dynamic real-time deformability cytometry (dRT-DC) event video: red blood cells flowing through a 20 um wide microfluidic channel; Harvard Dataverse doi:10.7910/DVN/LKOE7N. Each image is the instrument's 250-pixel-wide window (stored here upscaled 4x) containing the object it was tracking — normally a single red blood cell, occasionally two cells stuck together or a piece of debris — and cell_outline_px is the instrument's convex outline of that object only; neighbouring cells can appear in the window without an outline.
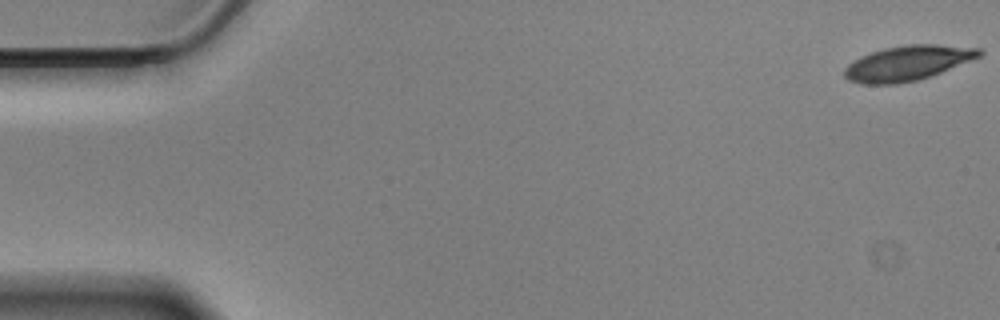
{"species": "Egyptian fruit bat (a non-hibernating species)", "species_latin": "Rousettus aegyptiacus", "temperature_condition": "cold", "stored_images_in_passage": 58, "camera_frame_rate_fps": 3000, "um_per_image_px": 0.085, "animal": {"sex": "male"}, "frame": {"image": 1, "passage_image": 1, "time_ms": 0.0, "image_size_px": [1000, 320], "cell_outline_px": [[984, 52], [980, 56], [940, 72], [916, 80], [896, 84], [860, 84], [848, 80], [844, 76], [844, 68], [848, 64], [860, 56], [884, 48], [908, 44], [936, 44], [980, 48]], "centroid_in_image_um": [77.11, 5.36], "position_along_channel_um": 7.9, "area_um2": 27.22}}
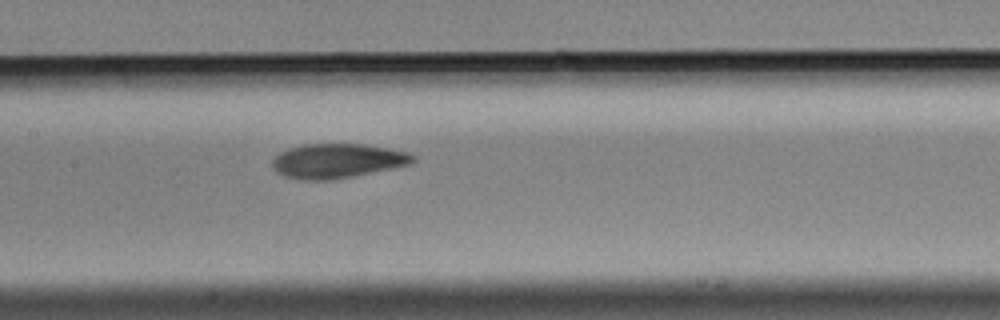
{"frame": {"image": 2, "passage_image": 28, "time_ms": 9.0, "image_size_px": [1000, 320], "cell_outline_px": [[416, 160], [412, 164], [332, 180], [300, 180], [284, 176], [276, 172], [272, 168], [272, 160], [280, 152], [288, 148], [304, 144], [364, 144], [388, 148], [408, 152], [416, 156]], "centroid_in_image_um": [28.67, 13.67], "position_along_channel_um": 178.7, "area_um2": 28.38}}
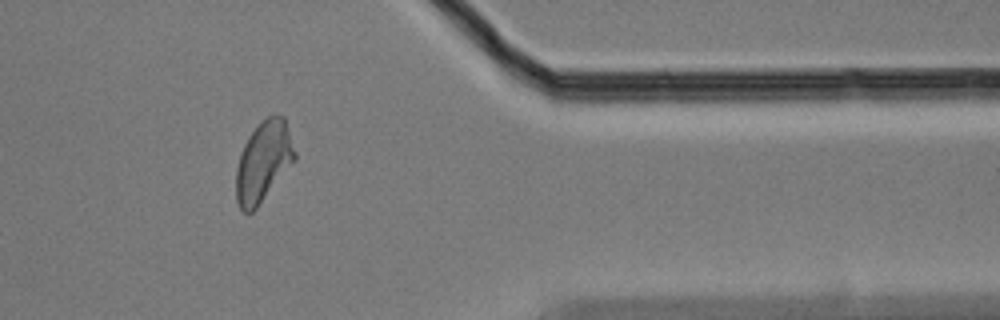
{"frame": {"image": 3, "passage_image": 48, "time_ms": 15.667, "image_size_px": [1000, 320], "cell_outline_px": [[296, 160], [256, 208], [252, 212], [244, 212], [240, 208], [236, 200], [236, 168], [240, 152], [248, 136], [268, 116], [284, 116], [296, 152]], "centroid_in_image_um": [22.39, 13.75], "position_along_channel_um": 389.0, "area_um2": 27.28}, "authors_computed_cell_mechanics": {"area_um2": 27.5995, "velocity_mm_per_s": 3.4403, "shape_relaxation_time_tau1_ms": 3.8178, "shape_relaxation_time_tau2_ms": 2.2472, "deformation_change_tau1": 0.1582, "deformation_change_tau2": 0.0751}}